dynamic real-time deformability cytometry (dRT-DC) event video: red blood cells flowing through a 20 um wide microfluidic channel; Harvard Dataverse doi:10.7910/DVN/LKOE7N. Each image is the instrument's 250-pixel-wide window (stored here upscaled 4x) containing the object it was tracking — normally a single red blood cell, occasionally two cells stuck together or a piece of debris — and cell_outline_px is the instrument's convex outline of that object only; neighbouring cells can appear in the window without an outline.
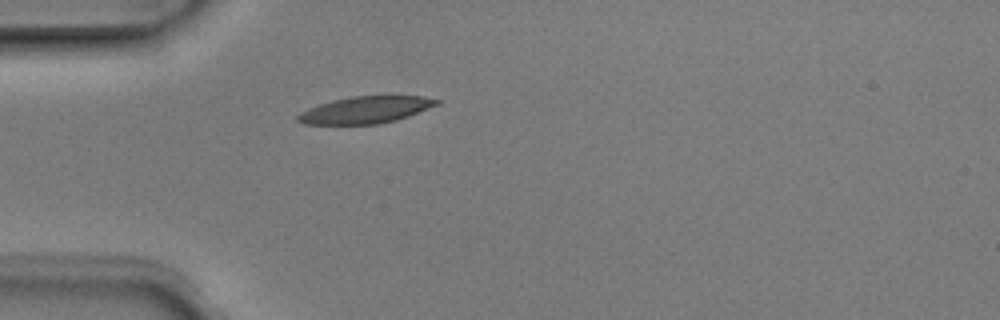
{"species": "Egyptian fruit bat (a non-hibernating species)", "species_latin": "Rousettus aegyptiacus", "temperature_condition": "room temperature", "stored_images_in_passage": 1, "camera_frame_rate_fps": 3000, "um_per_image_px": 0.085, "animal": {"sex": "male"}, "frame": {"image": 1, "passage_image": 1, "time_ms": 0.0, "image_size_px": [1000, 320], "cell_outline_px": [[440, 104], [408, 116], [396, 120], [376, 124], [304, 124], [296, 120], [296, 116], [300, 112], [308, 108], [332, 100], [348, 96], [420, 96], [440, 100]], "centroid_in_image_um": [31.05, 9.33], "position_along_channel_um": 54.0, "area_um2": 21.73}}